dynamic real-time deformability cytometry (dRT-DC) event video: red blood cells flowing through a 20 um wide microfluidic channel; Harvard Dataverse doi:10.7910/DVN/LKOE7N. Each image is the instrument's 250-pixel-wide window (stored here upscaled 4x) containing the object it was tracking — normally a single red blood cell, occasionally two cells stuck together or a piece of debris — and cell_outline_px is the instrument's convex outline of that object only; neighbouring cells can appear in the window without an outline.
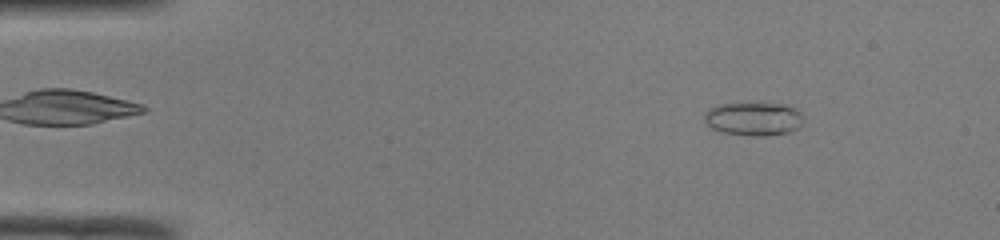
{"species": "common noctule bat (a hibernating species)", "species_latin": "Nyctalus noctula", "temperature_condition": "room temperature", "stored_images_in_passage": 49, "camera_frame_rate_fps": 3000, "um_per_image_px": 0.085, "animal": {"sex": "male", "body_mass_g": 19.0, "forearm_length_mm": 50.8}, "frame": {"image": 1, "passage_image": 6, "time_ms": 1.667, "image_size_px": [1000, 240], "cell_outline_px": [[804, 124], [800, 128], [788, 132], [768, 136], [752, 136], [724, 132], [712, 128], [704, 120], [704, 112], [708, 108], [716, 104], [744, 100], [792, 104], [804, 116]], "centroid_in_image_um": [64.1, 10.03], "position_along_channel_um": 20.9, "area_um2": 20.69}}
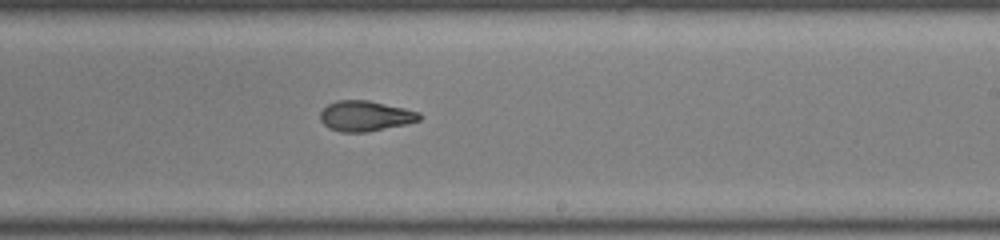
{"frame": {"image": 2, "passage_image": 30, "time_ms": 9.667, "image_size_px": [1000, 240], "cell_outline_px": [[420, 120], [408, 124], [368, 132], [340, 132], [328, 128], [320, 120], [320, 112], [328, 104], [336, 100], [368, 100], [404, 108], [420, 112]], "centroid_in_image_um": [31.04, 9.86], "position_along_channel_um": 258.0, "area_um2": 17.69}}
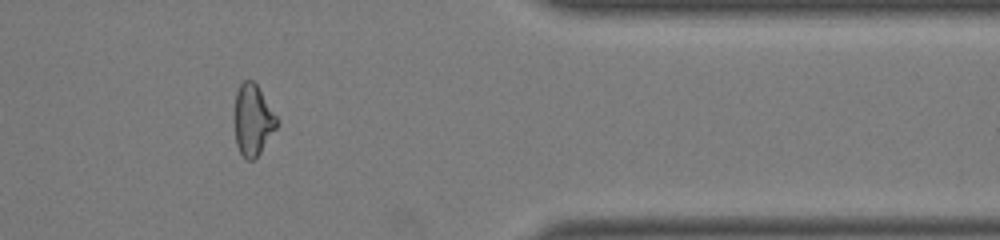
{"frame": {"image": 3, "passage_image": 41, "time_ms": 13.333, "image_size_px": [1000, 240], "cell_outline_px": [[280, 124], [260, 152], [252, 160], [248, 160], [240, 152], [236, 144], [236, 92], [240, 84], [244, 80], [252, 80], [256, 84], [276, 116]], "centroid_in_image_um": [21.52, 10.2], "position_along_channel_um": 389.9, "area_um2": 17.05}, "authors_computed_cell_mechanics": {"area_um2": 18.3226, "velocity_mm_per_s": 4.0896, "shape_relaxation_time_tau1_ms": null, "shape_relaxation_time_tau2_ms": 2.2944, "deformation_change_tau1": null, "deformation_change_tau2": 0.0889}}